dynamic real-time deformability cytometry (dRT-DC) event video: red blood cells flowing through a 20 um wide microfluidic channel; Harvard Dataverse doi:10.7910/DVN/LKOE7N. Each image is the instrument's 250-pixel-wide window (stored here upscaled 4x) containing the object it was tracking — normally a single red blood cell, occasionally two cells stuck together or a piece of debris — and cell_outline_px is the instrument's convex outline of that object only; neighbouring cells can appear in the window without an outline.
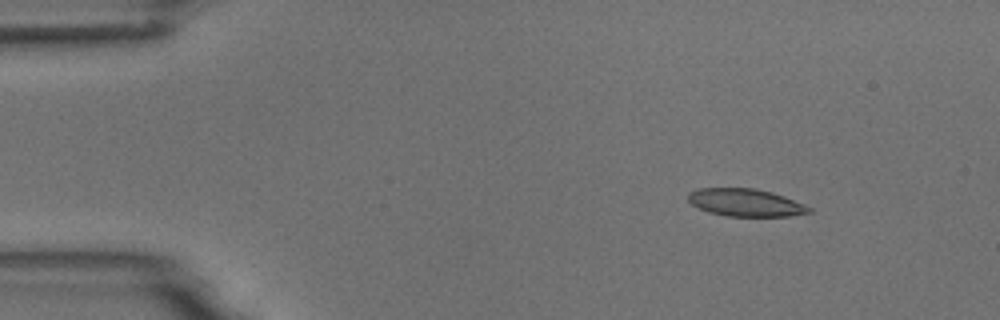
{"species": "common noctule bat (a hibernating species)", "species_latin": "Nyctalus noctula", "temperature_condition": "room temperature", "stored_images_in_passage": 5, "camera_frame_rate_fps": 3000, "um_per_image_px": 0.085, "animal": {"sex": "male", "body_mass_g": 18.8}, "frame": {"image": 1, "passage_image": 1, "time_ms": 0.0, "image_size_px": [1000, 320], "cell_outline_px": [[812, 212], [788, 216], [728, 216], [708, 212], [692, 204], [688, 200], [688, 192], [700, 188], [756, 188], [772, 192], [784, 196], [804, 204], [812, 208]], "centroid_in_image_um": [63.38, 17.21], "position_along_channel_um": 21.6, "area_um2": 19.42}}
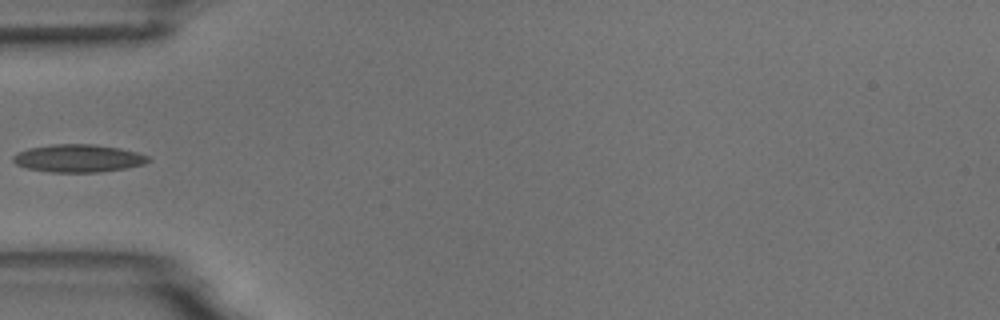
{"frame": {"image": 2, "passage_image": 4, "time_ms": 3.667, "image_size_px": [1000, 320], "cell_outline_px": [[152, 160], [144, 164], [124, 168], [100, 172], [52, 172], [28, 168], [16, 164], [12, 160], [12, 156], [28, 148], [52, 144], [92, 144], [120, 148], [136, 152], [148, 156]], "centroid_in_image_um": [6.66, 13.45], "position_along_channel_um": 78.3, "area_um2": 21.73}}